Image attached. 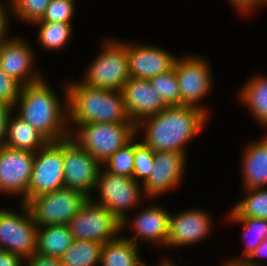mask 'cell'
I'll list each match as a JSON object with an SVG mask.
<instances>
[{
    "label": "cell",
    "instance_id": "1",
    "mask_svg": "<svg viewBox=\"0 0 267 266\" xmlns=\"http://www.w3.org/2000/svg\"><path fill=\"white\" fill-rule=\"evenodd\" d=\"M209 115L194 106H171L145 118L136 125V134L143 129L142 142L152 151L184 153L187 143L205 127Z\"/></svg>",
    "mask_w": 267,
    "mask_h": 266
},
{
    "label": "cell",
    "instance_id": "36",
    "mask_svg": "<svg viewBox=\"0 0 267 266\" xmlns=\"http://www.w3.org/2000/svg\"><path fill=\"white\" fill-rule=\"evenodd\" d=\"M13 107L0 101V146H3L7 135V122Z\"/></svg>",
    "mask_w": 267,
    "mask_h": 266
},
{
    "label": "cell",
    "instance_id": "16",
    "mask_svg": "<svg viewBox=\"0 0 267 266\" xmlns=\"http://www.w3.org/2000/svg\"><path fill=\"white\" fill-rule=\"evenodd\" d=\"M26 42L23 37H9L0 44L1 69L23 86L44 78L38 71H33L35 53Z\"/></svg>",
    "mask_w": 267,
    "mask_h": 266
},
{
    "label": "cell",
    "instance_id": "2",
    "mask_svg": "<svg viewBox=\"0 0 267 266\" xmlns=\"http://www.w3.org/2000/svg\"><path fill=\"white\" fill-rule=\"evenodd\" d=\"M64 101L49 86L46 79L24 85L15 105L20 118L36 129L49 142L70 136L68 128L67 86Z\"/></svg>",
    "mask_w": 267,
    "mask_h": 266
},
{
    "label": "cell",
    "instance_id": "13",
    "mask_svg": "<svg viewBox=\"0 0 267 266\" xmlns=\"http://www.w3.org/2000/svg\"><path fill=\"white\" fill-rule=\"evenodd\" d=\"M35 153L0 146V193L22 196V203L27 204Z\"/></svg>",
    "mask_w": 267,
    "mask_h": 266
},
{
    "label": "cell",
    "instance_id": "30",
    "mask_svg": "<svg viewBox=\"0 0 267 266\" xmlns=\"http://www.w3.org/2000/svg\"><path fill=\"white\" fill-rule=\"evenodd\" d=\"M107 171L133 178L134 139L123 148L118 149L103 165Z\"/></svg>",
    "mask_w": 267,
    "mask_h": 266
},
{
    "label": "cell",
    "instance_id": "40",
    "mask_svg": "<svg viewBox=\"0 0 267 266\" xmlns=\"http://www.w3.org/2000/svg\"><path fill=\"white\" fill-rule=\"evenodd\" d=\"M24 262L25 258L9 251L0 250V266H24Z\"/></svg>",
    "mask_w": 267,
    "mask_h": 266
},
{
    "label": "cell",
    "instance_id": "28",
    "mask_svg": "<svg viewBox=\"0 0 267 266\" xmlns=\"http://www.w3.org/2000/svg\"><path fill=\"white\" fill-rule=\"evenodd\" d=\"M229 216L227 217L231 222L241 223L243 225V236L244 239H249L250 236L253 238L247 240L246 247L240 255V258L230 259L226 262H235L245 260L264 240L265 235L267 234V219H259V218H237L231 211H229ZM252 232V233H251ZM251 233V235L249 234ZM243 257V258H241Z\"/></svg>",
    "mask_w": 267,
    "mask_h": 266
},
{
    "label": "cell",
    "instance_id": "34",
    "mask_svg": "<svg viewBox=\"0 0 267 266\" xmlns=\"http://www.w3.org/2000/svg\"><path fill=\"white\" fill-rule=\"evenodd\" d=\"M23 85L7 75L0 66V101L15 109Z\"/></svg>",
    "mask_w": 267,
    "mask_h": 266
},
{
    "label": "cell",
    "instance_id": "15",
    "mask_svg": "<svg viewBox=\"0 0 267 266\" xmlns=\"http://www.w3.org/2000/svg\"><path fill=\"white\" fill-rule=\"evenodd\" d=\"M207 211L196 208L185 209L176 215L170 214L166 247H185L198 243L209 235L213 228Z\"/></svg>",
    "mask_w": 267,
    "mask_h": 266
},
{
    "label": "cell",
    "instance_id": "39",
    "mask_svg": "<svg viewBox=\"0 0 267 266\" xmlns=\"http://www.w3.org/2000/svg\"><path fill=\"white\" fill-rule=\"evenodd\" d=\"M264 257H267V240H263L260 245L244 260V262L249 265L265 266V264L260 262L261 258Z\"/></svg>",
    "mask_w": 267,
    "mask_h": 266
},
{
    "label": "cell",
    "instance_id": "26",
    "mask_svg": "<svg viewBox=\"0 0 267 266\" xmlns=\"http://www.w3.org/2000/svg\"><path fill=\"white\" fill-rule=\"evenodd\" d=\"M244 198L231 209L237 218L267 219V189H244Z\"/></svg>",
    "mask_w": 267,
    "mask_h": 266
},
{
    "label": "cell",
    "instance_id": "44",
    "mask_svg": "<svg viewBox=\"0 0 267 266\" xmlns=\"http://www.w3.org/2000/svg\"><path fill=\"white\" fill-rule=\"evenodd\" d=\"M223 266H230V265H229L228 263L225 262Z\"/></svg>",
    "mask_w": 267,
    "mask_h": 266
},
{
    "label": "cell",
    "instance_id": "32",
    "mask_svg": "<svg viewBox=\"0 0 267 266\" xmlns=\"http://www.w3.org/2000/svg\"><path fill=\"white\" fill-rule=\"evenodd\" d=\"M51 0H11L16 18L29 23L42 19Z\"/></svg>",
    "mask_w": 267,
    "mask_h": 266
},
{
    "label": "cell",
    "instance_id": "35",
    "mask_svg": "<svg viewBox=\"0 0 267 266\" xmlns=\"http://www.w3.org/2000/svg\"><path fill=\"white\" fill-rule=\"evenodd\" d=\"M6 4L2 3V1L0 0V44L2 42H4L6 39H8V36L6 34L8 31L7 30L8 26H9L8 19H10V18L7 15L11 11H13L11 0L6 1ZM8 9H10V10H8Z\"/></svg>",
    "mask_w": 267,
    "mask_h": 266
},
{
    "label": "cell",
    "instance_id": "6",
    "mask_svg": "<svg viewBox=\"0 0 267 266\" xmlns=\"http://www.w3.org/2000/svg\"><path fill=\"white\" fill-rule=\"evenodd\" d=\"M102 170L100 168L95 186L96 189L99 188L100 199L94 200V196L90 199L104 206L122 223L129 218L126 212L136 207L142 198H146L141 183L127 176L114 174L106 169Z\"/></svg>",
    "mask_w": 267,
    "mask_h": 266
},
{
    "label": "cell",
    "instance_id": "12",
    "mask_svg": "<svg viewBox=\"0 0 267 266\" xmlns=\"http://www.w3.org/2000/svg\"><path fill=\"white\" fill-rule=\"evenodd\" d=\"M102 165L70 136L64 139V187L93 194ZM92 192V193H91Z\"/></svg>",
    "mask_w": 267,
    "mask_h": 266
},
{
    "label": "cell",
    "instance_id": "17",
    "mask_svg": "<svg viewBox=\"0 0 267 266\" xmlns=\"http://www.w3.org/2000/svg\"><path fill=\"white\" fill-rule=\"evenodd\" d=\"M169 217L170 213L165 208H162L158 205H152L143 208L134 218H126L121 223V231L124 227L130 225L132 229V236H124L126 239L131 240L136 245H139L137 242L138 238L144 242L149 241L150 244L161 245L166 247V241L169 233ZM134 236V237H133Z\"/></svg>",
    "mask_w": 267,
    "mask_h": 266
},
{
    "label": "cell",
    "instance_id": "37",
    "mask_svg": "<svg viewBox=\"0 0 267 266\" xmlns=\"http://www.w3.org/2000/svg\"><path fill=\"white\" fill-rule=\"evenodd\" d=\"M232 6L236 8L240 13L248 14L252 10L266 5V0H229Z\"/></svg>",
    "mask_w": 267,
    "mask_h": 266
},
{
    "label": "cell",
    "instance_id": "22",
    "mask_svg": "<svg viewBox=\"0 0 267 266\" xmlns=\"http://www.w3.org/2000/svg\"><path fill=\"white\" fill-rule=\"evenodd\" d=\"M73 241L74 237L68 225L39 226L37 231L36 253L43 256L60 258L71 246Z\"/></svg>",
    "mask_w": 267,
    "mask_h": 266
},
{
    "label": "cell",
    "instance_id": "27",
    "mask_svg": "<svg viewBox=\"0 0 267 266\" xmlns=\"http://www.w3.org/2000/svg\"><path fill=\"white\" fill-rule=\"evenodd\" d=\"M34 26L39 29V43L48 50L63 49L68 45V40L73 32L72 23L64 22H35Z\"/></svg>",
    "mask_w": 267,
    "mask_h": 266
},
{
    "label": "cell",
    "instance_id": "31",
    "mask_svg": "<svg viewBox=\"0 0 267 266\" xmlns=\"http://www.w3.org/2000/svg\"><path fill=\"white\" fill-rule=\"evenodd\" d=\"M134 138V168L133 179L143 184L154 169V154L142 141L135 142ZM142 180V181H141ZM141 181V182H140Z\"/></svg>",
    "mask_w": 267,
    "mask_h": 266
},
{
    "label": "cell",
    "instance_id": "33",
    "mask_svg": "<svg viewBox=\"0 0 267 266\" xmlns=\"http://www.w3.org/2000/svg\"><path fill=\"white\" fill-rule=\"evenodd\" d=\"M75 0H51L41 20L36 22L72 23Z\"/></svg>",
    "mask_w": 267,
    "mask_h": 266
},
{
    "label": "cell",
    "instance_id": "10",
    "mask_svg": "<svg viewBox=\"0 0 267 266\" xmlns=\"http://www.w3.org/2000/svg\"><path fill=\"white\" fill-rule=\"evenodd\" d=\"M64 139L48 142L34 155L27 203L34 197L64 188Z\"/></svg>",
    "mask_w": 267,
    "mask_h": 266
},
{
    "label": "cell",
    "instance_id": "43",
    "mask_svg": "<svg viewBox=\"0 0 267 266\" xmlns=\"http://www.w3.org/2000/svg\"><path fill=\"white\" fill-rule=\"evenodd\" d=\"M164 266H176V265L174 264V262L169 260Z\"/></svg>",
    "mask_w": 267,
    "mask_h": 266
},
{
    "label": "cell",
    "instance_id": "8",
    "mask_svg": "<svg viewBox=\"0 0 267 266\" xmlns=\"http://www.w3.org/2000/svg\"><path fill=\"white\" fill-rule=\"evenodd\" d=\"M20 206L19 213L0 208V250L26 259L36 253L38 226L28 206Z\"/></svg>",
    "mask_w": 267,
    "mask_h": 266
},
{
    "label": "cell",
    "instance_id": "21",
    "mask_svg": "<svg viewBox=\"0 0 267 266\" xmlns=\"http://www.w3.org/2000/svg\"><path fill=\"white\" fill-rule=\"evenodd\" d=\"M10 114L7 122V135L4 145L36 153L49 141L16 113Z\"/></svg>",
    "mask_w": 267,
    "mask_h": 266
},
{
    "label": "cell",
    "instance_id": "5",
    "mask_svg": "<svg viewBox=\"0 0 267 266\" xmlns=\"http://www.w3.org/2000/svg\"><path fill=\"white\" fill-rule=\"evenodd\" d=\"M88 67L82 83L93 88L121 91L130 79L127 43L108 39Z\"/></svg>",
    "mask_w": 267,
    "mask_h": 266
},
{
    "label": "cell",
    "instance_id": "20",
    "mask_svg": "<svg viewBox=\"0 0 267 266\" xmlns=\"http://www.w3.org/2000/svg\"><path fill=\"white\" fill-rule=\"evenodd\" d=\"M242 154L244 189L263 188L267 185V136L250 142Z\"/></svg>",
    "mask_w": 267,
    "mask_h": 266
},
{
    "label": "cell",
    "instance_id": "7",
    "mask_svg": "<svg viewBox=\"0 0 267 266\" xmlns=\"http://www.w3.org/2000/svg\"><path fill=\"white\" fill-rule=\"evenodd\" d=\"M88 199L83 192L64 187L36 196L26 205L38 227L67 225Z\"/></svg>",
    "mask_w": 267,
    "mask_h": 266
},
{
    "label": "cell",
    "instance_id": "3",
    "mask_svg": "<svg viewBox=\"0 0 267 266\" xmlns=\"http://www.w3.org/2000/svg\"><path fill=\"white\" fill-rule=\"evenodd\" d=\"M66 86L70 132L81 124H134L127 115L121 91L93 88L81 81Z\"/></svg>",
    "mask_w": 267,
    "mask_h": 266
},
{
    "label": "cell",
    "instance_id": "42",
    "mask_svg": "<svg viewBox=\"0 0 267 266\" xmlns=\"http://www.w3.org/2000/svg\"><path fill=\"white\" fill-rule=\"evenodd\" d=\"M168 261H169V258L168 259H164L163 261H160V264L158 266H164ZM141 266H147V265L144 262Z\"/></svg>",
    "mask_w": 267,
    "mask_h": 266
},
{
    "label": "cell",
    "instance_id": "9",
    "mask_svg": "<svg viewBox=\"0 0 267 266\" xmlns=\"http://www.w3.org/2000/svg\"><path fill=\"white\" fill-rule=\"evenodd\" d=\"M67 225L74 239L100 244L116 239L121 232V222L90 198Z\"/></svg>",
    "mask_w": 267,
    "mask_h": 266
},
{
    "label": "cell",
    "instance_id": "4",
    "mask_svg": "<svg viewBox=\"0 0 267 266\" xmlns=\"http://www.w3.org/2000/svg\"><path fill=\"white\" fill-rule=\"evenodd\" d=\"M70 137L103 165L118 149L137 137L136 125L81 124L70 132Z\"/></svg>",
    "mask_w": 267,
    "mask_h": 266
},
{
    "label": "cell",
    "instance_id": "11",
    "mask_svg": "<svg viewBox=\"0 0 267 266\" xmlns=\"http://www.w3.org/2000/svg\"><path fill=\"white\" fill-rule=\"evenodd\" d=\"M173 69L179 85L180 106L198 107L209 114V110L199 104L207 94L209 95L214 85L208 61L195 54H189L185 58L177 57Z\"/></svg>",
    "mask_w": 267,
    "mask_h": 266
},
{
    "label": "cell",
    "instance_id": "29",
    "mask_svg": "<svg viewBox=\"0 0 267 266\" xmlns=\"http://www.w3.org/2000/svg\"><path fill=\"white\" fill-rule=\"evenodd\" d=\"M167 107L180 106V91L174 69L149 79Z\"/></svg>",
    "mask_w": 267,
    "mask_h": 266
},
{
    "label": "cell",
    "instance_id": "18",
    "mask_svg": "<svg viewBox=\"0 0 267 266\" xmlns=\"http://www.w3.org/2000/svg\"><path fill=\"white\" fill-rule=\"evenodd\" d=\"M121 93L127 115L135 125L167 107L147 79L130 77Z\"/></svg>",
    "mask_w": 267,
    "mask_h": 266
},
{
    "label": "cell",
    "instance_id": "19",
    "mask_svg": "<svg viewBox=\"0 0 267 266\" xmlns=\"http://www.w3.org/2000/svg\"><path fill=\"white\" fill-rule=\"evenodd\" d=\"M129 73L132 78L151 79L173 69L176 56L154 45L127 43Z\"/></svg>",
    "mask_w": 267,
    "mask_h": 266
},
{
    "label": "cell",
    "instance_id": "14",
    "mask_svg": "<svg viewBox=\"0 0 267 266\" xmlns=\"http://www.w3.org/2000/svg\"><path fill=\"white\" fill-rule=\"evenodd\" d=\"M186 156L187 154L172 151L155 152L154 169L147 180L141 184L144 197L156 198L178 186L184 178Z\"/></svg>",
    "mask_w": 267,
    "mask_h": 266
},
{
    "label": "cell",
    "instance_id": "23",
    "mask_svg": "<svg viewBox=\"0 0 267 266\" xmlns=\"http://www.w3.org/2000/svg\"><path fill=\"white\" fill-rule=\"evenodd\" d=\"M139 246L122 234L102 246L100 266H141Z\"/></svg>",
    "mask_w": 267,
    "mask_h": 266
},
{
    "label": "cell",
    "instance_id": "25",
    "mask_svg": "<svg viewBox=\"0 0 267 266\" xmlns=\"http://www.w3.org/2000/svg\"><path fill=\"white\" fill-rule=\"evenodd\" d=\"M103 244L92 241L76 240L61 255V266H100Z\"/></svg>",
    "mask_w": 267,
    "mask_h": 266
},
{
    "label": "cell",
    "instance_id": "38",
    "mask_svg": "<svg viewBox=\"0 0 267 266\" xmlns=\"http://www.w3.org/2000/svg\"><path fill=\"white\" fill-rule=\"evenodd\" d=\"M25 262L27 266H61L59 258L43 256L38 253L26 258Z\"/></svg>",
    "mask_w": 267,
    "mask_h": 266
},
{
    "label": "cell",
    "instance_id": "24",
    "mask_svg": "<svg viewBox=\"0 0 267 266\" xmlns=\"http://www.w3.org/2000/svg\"><path fill=\"white\" fill-rule=\"evenodd\" d=\"M252 116L262 125L267 126V77L254 75L239 91V98Z\"/></svg>",
    "mask_w": 267,
    "mask_h": 266
},
{
    "label": "cell",
    "instance_id": "41",
    "mask_svg": "<svg viewBox=\"0 0 267 266\" xmlns=\"http://www.w3.org/2000/svg\"><path fill=\"white\" fill-rule=\"evenodd\" d=\"M228 263L230 266H259V265H249L246 262H244L243 260L241 261H235V262H226ZM267 266V265H265Z\"/></svg>",
    "mask_w": 267,
    "mask_h": 266
}]
</instances>
